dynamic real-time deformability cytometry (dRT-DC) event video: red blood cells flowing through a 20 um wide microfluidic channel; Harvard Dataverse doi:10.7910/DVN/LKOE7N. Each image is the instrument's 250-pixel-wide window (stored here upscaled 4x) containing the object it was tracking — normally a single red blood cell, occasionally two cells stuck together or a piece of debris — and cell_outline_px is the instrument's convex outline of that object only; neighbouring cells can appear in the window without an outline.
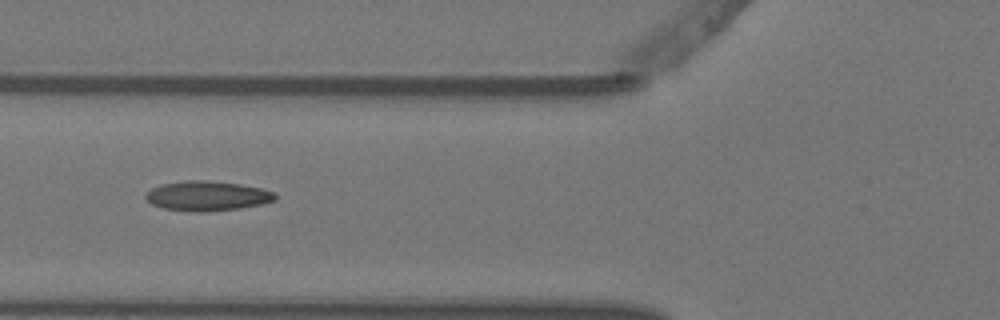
{"species": "Egyptian fruit bat (a non-hibernating species)", "species_latin": "Rousettus aegyptiacus", "temperature_condition": "warm", "stored_images_in_passage": 6, "camera_frame_rate_fps": 3000, "um_per_image_px": 0.085, "animal": {"sex": "female"}, "frame": {"image": 1, "passage_image": 6, "time_ms": 1.667, "image_size_px": [1000, 320], "cell_outline_px": [[276, 200], [260, 204], [240, 208], [200, 212], [192, 212], [164, 208], [152, 204], [144, 196], [152, 188], [160, 184], [184, 180], [204, 180], [240, 184], [260, 188], [276, 192]], "centroid_in_image_um": [17.61, 16.65], "position_along_channel_um": 108.2, "area_um2": 22.37}}